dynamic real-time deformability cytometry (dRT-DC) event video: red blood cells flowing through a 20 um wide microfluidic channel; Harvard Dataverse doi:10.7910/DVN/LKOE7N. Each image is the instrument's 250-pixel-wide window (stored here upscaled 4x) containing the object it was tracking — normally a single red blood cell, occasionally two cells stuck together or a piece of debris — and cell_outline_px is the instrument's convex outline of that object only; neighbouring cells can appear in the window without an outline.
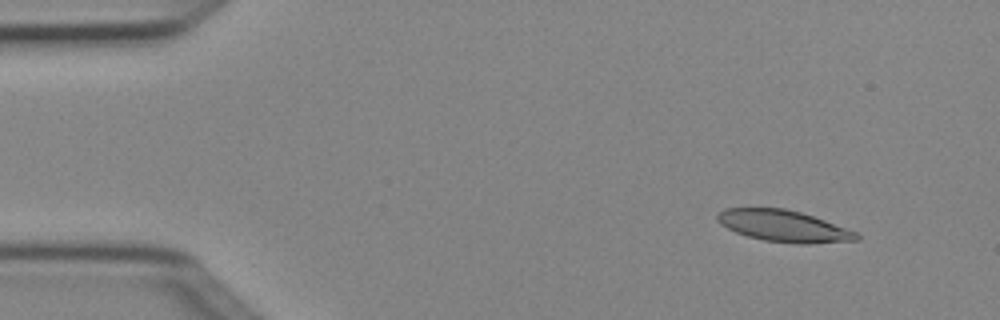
{"species": "Egyptian fruit bat (a non-hibernating species)", "species_latin": "Rousettus aegyptiacus", "temperature_condition": "cold", "stored_images_in_passage": 5, "camera_frame_rate_fps": 3000, "um_per_image_px": 0.085, "animal": {"sex": "female"}, "frame": {"image": 1, "passage_image": 1, "time_ms": 0.0, "image_size_px": [1000, 320], "cell_outline_px": [[860, 240], [808, 244], [800, 244], [764, 240], [748, 236], [736, 232], [720, 224], [716, 220], [716, 216], [724, 208], [784, 208], [800, 212], [824, 220], [856, 232], [860, 236]], "centroid_in_image_um": [66.6, 19.21], "position_along_channel_um": 18.4, "area_um2": 25.37}}
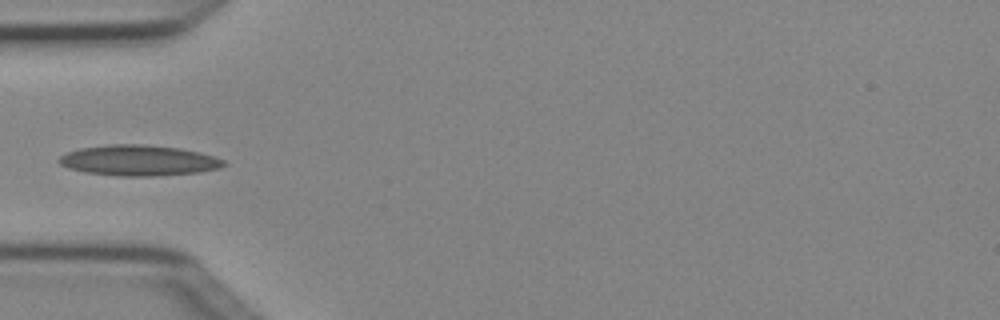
{"frame": {"image": 2, "passage_image": 4, "time_ms": 1.0, "image_size_px": [1000, 320], "cell_outline_px": [[228, 164], [220, 168], [200, 172], [152, 176], [116, 176], [88, 172], [68, 168], [60, 164], [56, 160], [60, 156], [68, 152], [80, 148], [108, 144], [148, 144], [180, 148], [200, 152], [224, 160]], "centroid_in_image_um": [11.8, 13.63], "position_along_channel_um": 73.2, "area_um2": 29.54}}
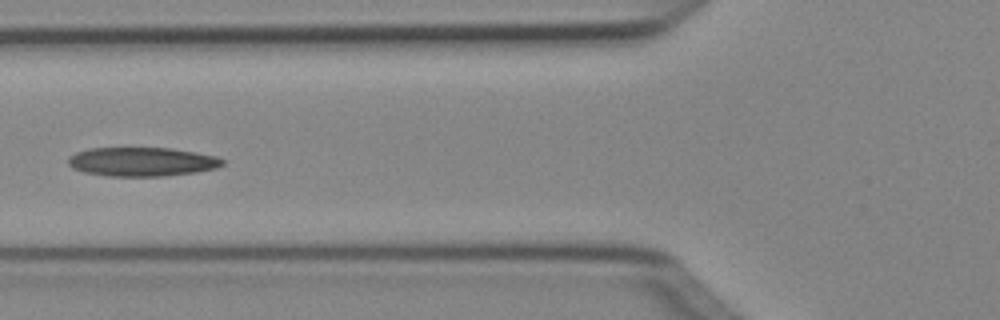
{"frame": {"image": 3, "passage_image": 5, "time_ms": 1.333, "image_size_px": [1000, 320], "cell_outline_px": [[224, 164], [216, 168], [196, 172], [164, 176], [108, 176], [84, 172], [72, 168], [68, 164], [68, 156], [76, 152], [88, 148], [172, 148], [196, 152], [216, 156], [224, 160]], "centroid_in_image_um": [12.05, 13.74], "position_along_channel_um": 113.7, "area_um2": 26.18}}